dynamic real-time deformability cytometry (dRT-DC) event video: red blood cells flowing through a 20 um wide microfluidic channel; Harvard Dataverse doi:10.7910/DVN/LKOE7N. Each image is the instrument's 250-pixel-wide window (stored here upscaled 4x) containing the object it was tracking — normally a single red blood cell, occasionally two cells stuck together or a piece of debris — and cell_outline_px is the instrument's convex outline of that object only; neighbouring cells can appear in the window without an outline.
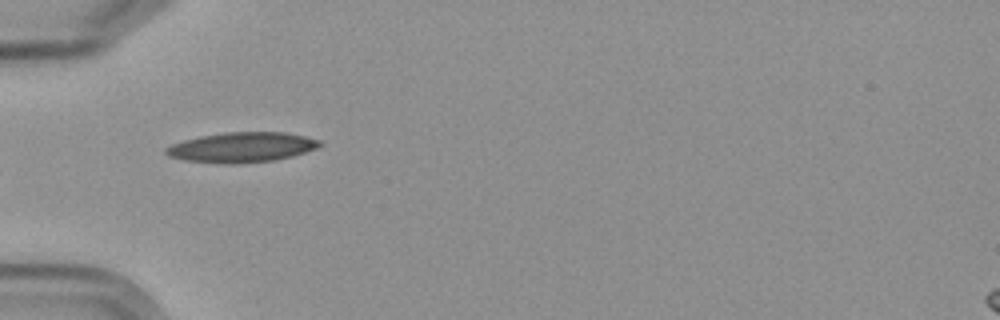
{"species": "Egyptian fruit bat (a non-hibernating species)", "species_latin": "Rousettus aegyptiacus", "temperature_condition": "cold", "stored_images_in_passage": 6, "camera_frame_rate_fps": 3000, "um_per_image_px": 0.085, "frame": {"image": 1, "passage_image": 5, "time_ms": 4.667, "image_size_px": [1000, 320], "cell_outline_px": [[324, 144], [316, 148], [292, 156], [272, 160], [236, 164], [184, 160], [168, 156], [164, 152], [164, 148], [172, 144], [184, 140], [200, 136], [224, 132], [284, 132], [304, 136], [320, 140]], "centroid_in_image_um": [20.54, 12.51], "position_along_channel_um": 64.5, "area_um2": 26.76}}
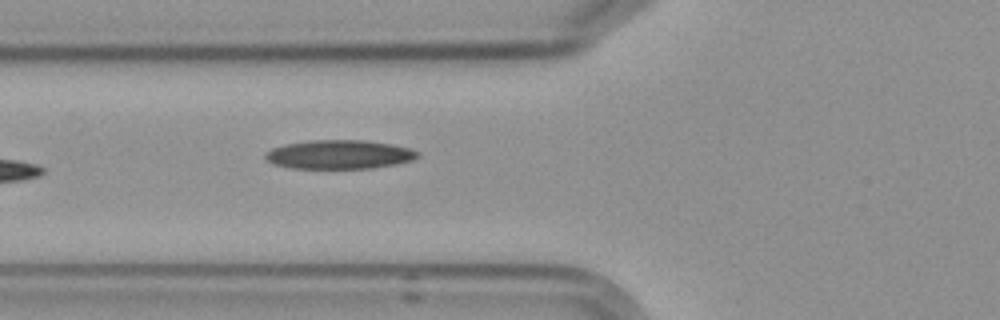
{"frame": {"image": 2, "passage_image": 6, "time_ms": 5.667, "image_size_px": [1000, 320], "cell_outline_px": [[420, 156], [412, 160], [396, 164], [372, 168], [292, 168], [272, 164], [264, 156], [264, 152], [272, 148], [284, 144], [308, 140], [364, 140], [388, 144], [408, 148], [420, 152]], "centroid_in_image_um": [28.8, 13.13], "position_along_channel_um": 97.0, "area_um2": 25.66}}